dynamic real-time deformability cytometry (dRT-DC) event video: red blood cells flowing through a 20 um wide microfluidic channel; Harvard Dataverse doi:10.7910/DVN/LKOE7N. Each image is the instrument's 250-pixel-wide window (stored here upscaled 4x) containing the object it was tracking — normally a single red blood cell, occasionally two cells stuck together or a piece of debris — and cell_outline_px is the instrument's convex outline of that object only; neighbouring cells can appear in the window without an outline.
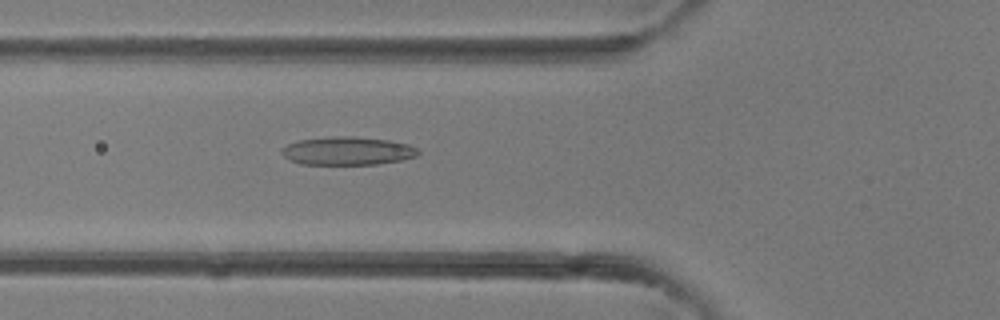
{"species": "common noctule bat (a hibernating species)", "species_latin": "Nyctalus noctula", "temperature_condition": "room temperature", "stored_images_in_passage": 41, "camera_frame_rate_fps": 3000, "um_per_image_px": 0.085, "animal": {"sex": "female"}, "frame": {"image": 1, "passage_image": 15, "time_ms": 4.667, "image_size_px": [1000, 320], "cell_outline_px": [[420, 152], [416, 156], [400, 160], [376, 164], [300, 164], [284, 156], [280, 152], [280, 148], [288, 144], [300, 140], [332, 136], [356, 136], [388, 140], [408, 144], [416, 148]], "centroid_in_image_um": [29.52, 12.82], "position_along_channel_um": 96.3, "area_um2": 22.37}}
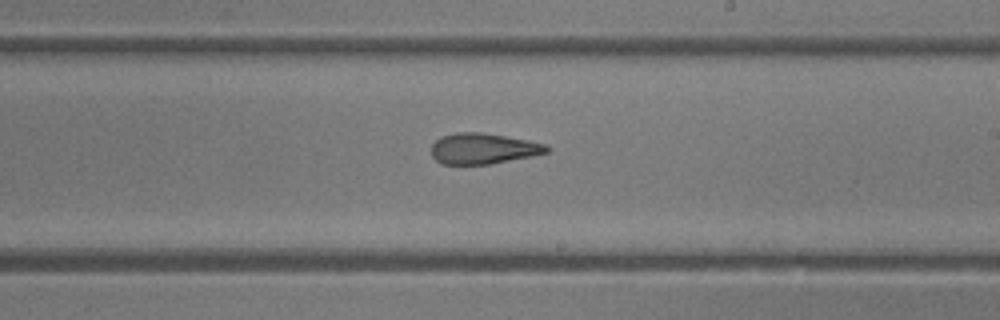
{"frame": {"image": 2, "passage_image": 24, "time_ms": 7.667, "image_size_px": [1000, 320], "cell_outline_px": [[552, 148], [548, 152], [532, 156], [492, 164], [440, 164], [432, 156], [432, 144], [440, 136], [456, 132], [480, 132], [528, 140], [544, 144]], "centroid_in_image_um": [41.06, 12.63], "position_along_channel_um": 247.9, "area_um2": 20.75}}
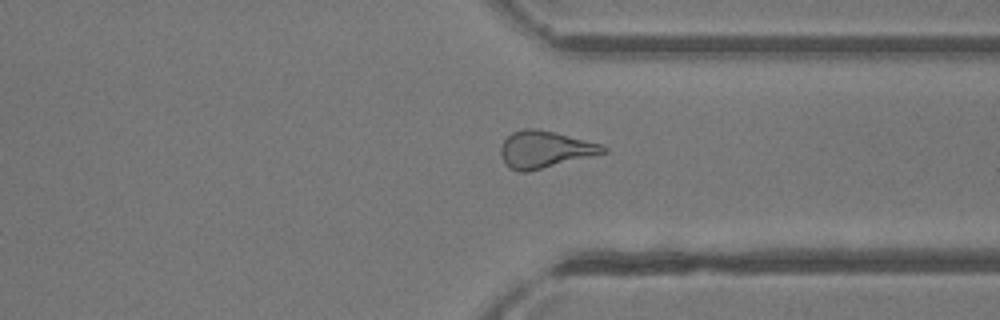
{"frame": {"image": 3, "passage_image": 31, "time_ms": 10.0, "image_size_px": [1000, 320], "cell_outline_px": [[608, 152], [528, 172], [520, 172], [504, 164], [500, 152], [500, 148], [504, 140], [512, 132], [524, 128], [536, 128], [556, 132], [600, 144], [608, 148]], "centroid_in_image_um": [46.3, 12.7], "position_along_channel_um": 365.1, "area_um2": 22.08}}